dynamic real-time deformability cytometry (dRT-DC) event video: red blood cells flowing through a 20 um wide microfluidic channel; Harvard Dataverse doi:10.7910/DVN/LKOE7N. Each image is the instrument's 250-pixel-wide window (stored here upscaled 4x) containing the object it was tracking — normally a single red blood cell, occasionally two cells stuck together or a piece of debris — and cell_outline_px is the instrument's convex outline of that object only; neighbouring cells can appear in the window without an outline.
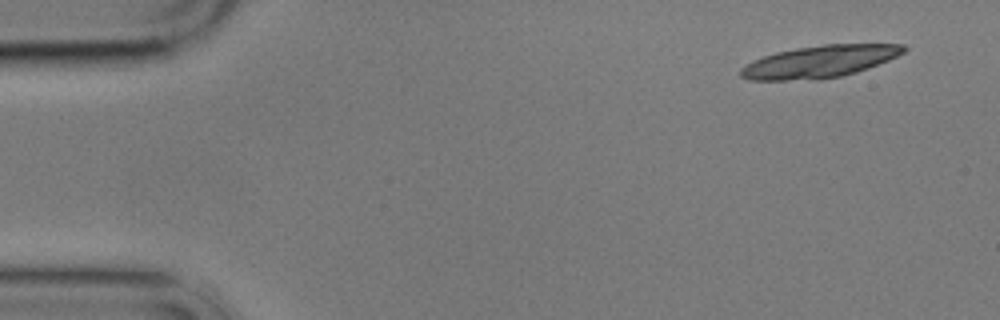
{"species": "common noctule bat (a hibernating species)", "species_latin": "Nyctalus noctula", "temperature_condition": "cold", "stored_images_in_passage": 6, "camera_frame_rate_fps": 3000, "um_per_image_px": 0.085, "animal": {"sex": "male", "body_mass_g": 17.9}, "frame": {"image": 1, "passage_image": 1, "time_ms": 0.0, "image_size_px": [1000, 320], "cell_outline_px": [[908, 48], [904, 52], [888, 60], [868, 68], [856, 72], [840, 76], [816, 80], [748, 80], [740, 76], [740, 68], [752, 60], [776, 52], [796, 48], [824, 44], [904, 44]], "centroid_in_image_um": [69.64, 5.24], "position_along_channel_um": 15.4, "area_um2": 30.58}}
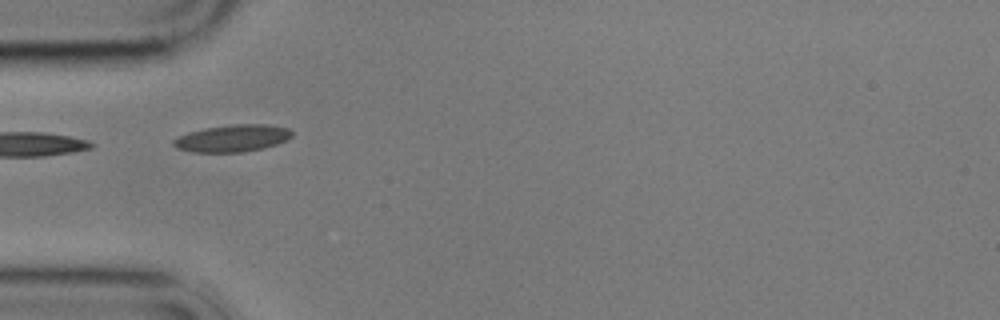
{"frame": {"image": 2, "passage_image": 5, "time_ms": 4.667, "image_size_px": [1000, 320], "cell_outline_px": [[292, 136], [276, 144], [264, 148], [244, 152], [192, 152], [176, 148], [172, 144], [172, 140], [188, 132], [204, 128], [232, 124], [268, 124], [288, 128], [292, 132]], "centroid_in_image_um": [19.73, 11.75], "position_along_channel_um": 65.3, "area_um2": 18.73}}